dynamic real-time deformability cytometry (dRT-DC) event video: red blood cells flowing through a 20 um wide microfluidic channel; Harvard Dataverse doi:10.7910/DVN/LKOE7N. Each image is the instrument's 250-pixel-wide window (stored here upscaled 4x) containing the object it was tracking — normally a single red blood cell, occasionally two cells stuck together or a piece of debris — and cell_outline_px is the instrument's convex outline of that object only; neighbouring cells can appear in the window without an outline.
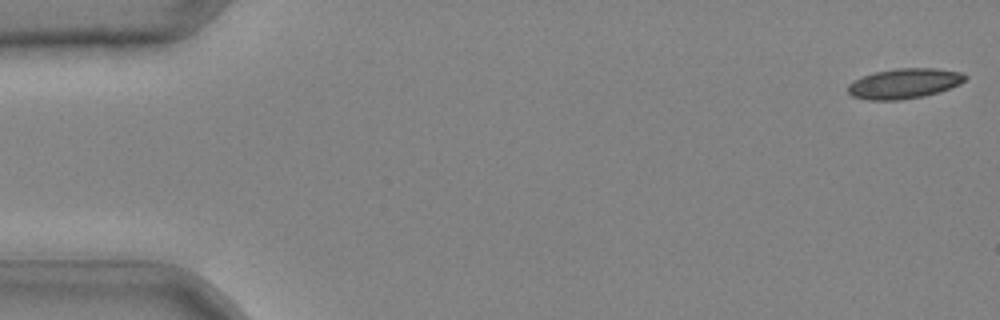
{"species": "common noctule bat (a hibernating species)", "species_latin": "Nyctalus noctula", "temperature_condition": "cold", "stored_images_in_passage": 39, "camera_frame_rate_fps": 3000, "um_per_image_px": 0.085, "animal": {"sex": "male", "body_mass_g": 20.4}, "frame": {"image": 1, "passage_image": 1, "time_ms": 0.0, "image_size_px": [1000, 320], "cell_outline_px": [[968, 76], [960, 84], [940, 92], [924, 96], [900, 100], [868, 100], [852, 96], [848, 92], [848, 84], [852, 80], [876, 72], [896, 68], [936, 68], [964, 72]], "centroid_in_image_um": [76.88, 7.09], "position_along_channel_um": 8.1, "area_um2": 20.75}}
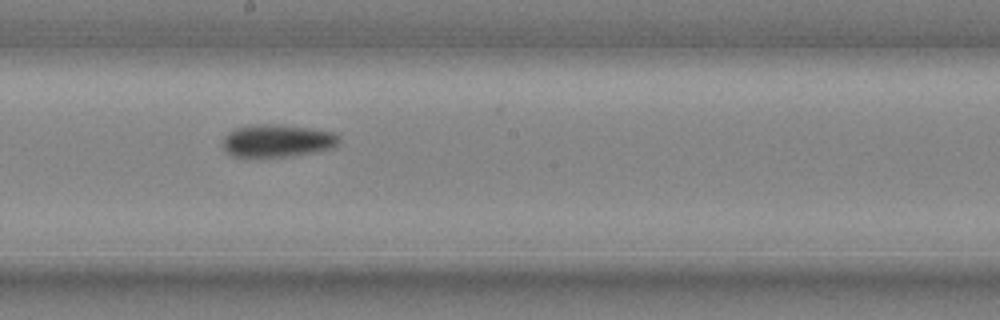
{"frame": {"image": 2, "passage_image": 24, "time_ms": 7.667, "image_size_px": [1000, 320], "cell_outline_px": [[340, 140], [336, 148], [316, 152], [292, 156], [232, 156], [224, 148], [224, 136], [228, 132], [236, 128], [256, 124], [276, 124], [308, 128], [336, 132], [340, 136]], "centroid_in_image_um": [23.65, 11.96], "position_along_channel_um": 224.6, "area_um2": 22.14}}
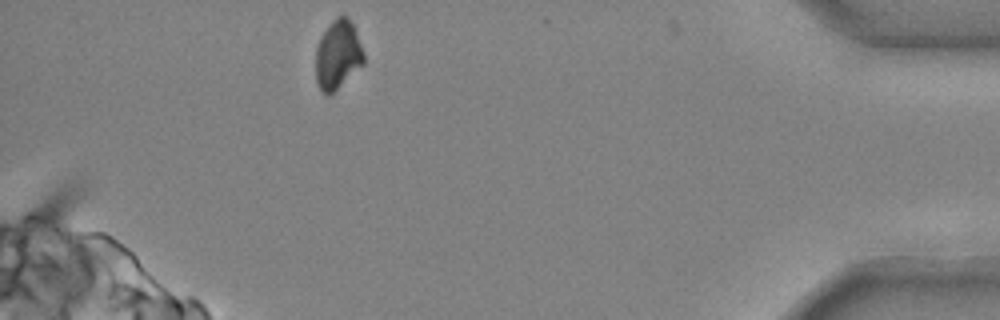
{"frame": {"image": 3, "passage_image": 39, "time_ms": 12.667, "image_size_px": [1000, 320], "cell_outline_px": [[364, 64], [328, 96], [324, 96], [320, 92], [316, 80], [316, 44], [320, 36], [332, 20], [336, 16], [348, 16], [356, 32], [364, 52]], "centroid_in_image_um": [28.69, 4.66], "position_along_channel_um": 406.5, "area_um2": 19.48}}